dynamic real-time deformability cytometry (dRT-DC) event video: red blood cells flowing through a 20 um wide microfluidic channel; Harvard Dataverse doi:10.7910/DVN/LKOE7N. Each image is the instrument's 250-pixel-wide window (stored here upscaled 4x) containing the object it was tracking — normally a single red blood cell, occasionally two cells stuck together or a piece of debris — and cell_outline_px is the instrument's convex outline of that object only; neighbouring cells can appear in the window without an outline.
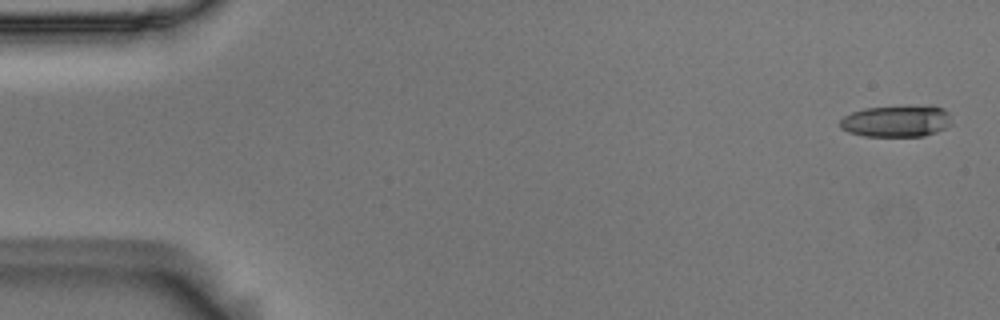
{"species": "Egyptian fruit bat (a non-hibernating species)", "species_latin": "Rousettus aegyptiacus", "temperature_condition": "room temperature", "stored_images_in_passage": 5, "camera_frame_rate_fps": 3000, "um_per_image_px": 0.085, "animal": {"sex": "male"}, "frame": {"image": 1, "passage_image": 1, "time_ms": 0.0, "image_size_px": [1000, 320], "cell_outline_px": [[952, 124], [936, 132], [924, 136], [864, 136], [848, 132], [840, 128], [840, 120], [844, 116], [852, 112], [864, 108], [900, 104], [932, 104], [944, 108], [948, 112]], "centroid_in_image_um": [76.23, 10.24], "position_along_channel_um": 8.8, "area_um2": 21.44}}
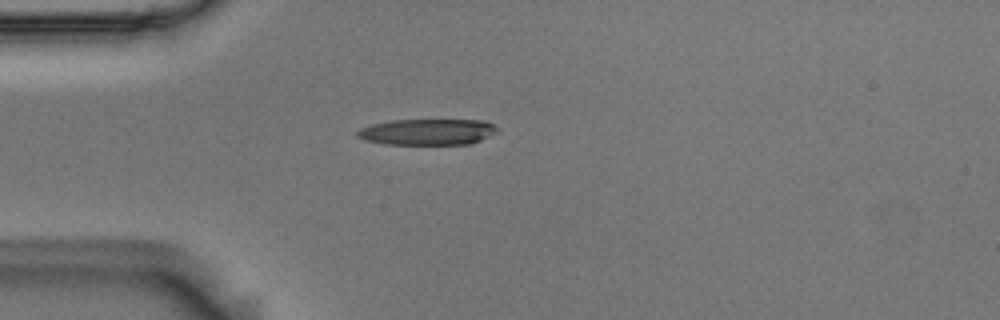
{"frame": {"image": 2, "passage_image": 4, "time_ms": 1.0, "image_size_px": [1000, 320], "cell_outline_px": [[500, 132], [472, 144], [384, 144], [364, 140], [356, 136], [356, 132], [360, 128], [372, 124], [388, 120], [484, 120], [492, 124]], "centroid_in_image_um": [36.34, 11.21], "position_along_channel_um": 48.7, "area_um2": 21.5}}